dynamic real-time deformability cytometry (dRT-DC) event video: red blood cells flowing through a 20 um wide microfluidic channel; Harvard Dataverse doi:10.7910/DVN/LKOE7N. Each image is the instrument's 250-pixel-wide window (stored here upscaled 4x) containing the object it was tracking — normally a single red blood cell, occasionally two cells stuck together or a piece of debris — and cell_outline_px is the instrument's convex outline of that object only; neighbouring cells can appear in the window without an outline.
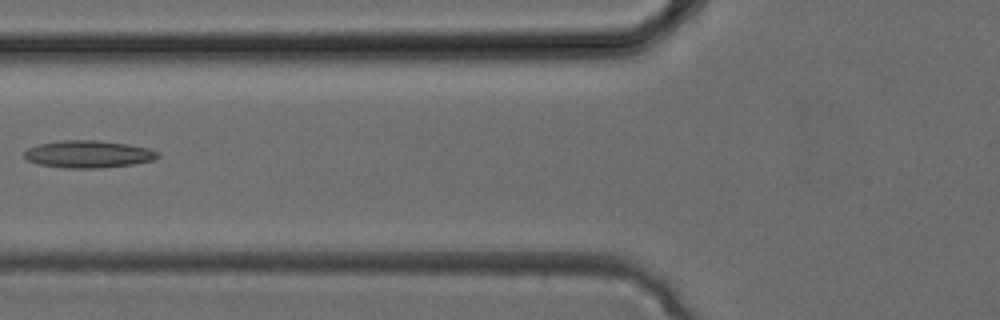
{"species": "common noctule bat (a hibernating species)", "species_latin": "Nyctalus noctula", "temperature_condition": "cold", "stored_images_in_passage": 3, "camera_frame_rate_fps": 3000, "um_per_image_px": 0.085, "animal": {"sex": "female", "body_mass_g": 24.6, "forearm_length_mm": 56.2}, "frame": {"image": 1, "passage_image": 3, "time_ms": 0.667, "image_size_px": [1000, 320], "cell_outline_px": [[160, 156], [156, 160], [132, 164], [100, 168], [64, 168], [36, 164], [28, 160], [24, 156], [24, 152], [28, 148], [40, 144], [64, 140], [96, 140], [128, 144], [148, 148], [160, 152]], "centroid_in_image_um": [7.54, 13.11], "position_along_channel_um": 118.3, "area_um2": 21.33}}